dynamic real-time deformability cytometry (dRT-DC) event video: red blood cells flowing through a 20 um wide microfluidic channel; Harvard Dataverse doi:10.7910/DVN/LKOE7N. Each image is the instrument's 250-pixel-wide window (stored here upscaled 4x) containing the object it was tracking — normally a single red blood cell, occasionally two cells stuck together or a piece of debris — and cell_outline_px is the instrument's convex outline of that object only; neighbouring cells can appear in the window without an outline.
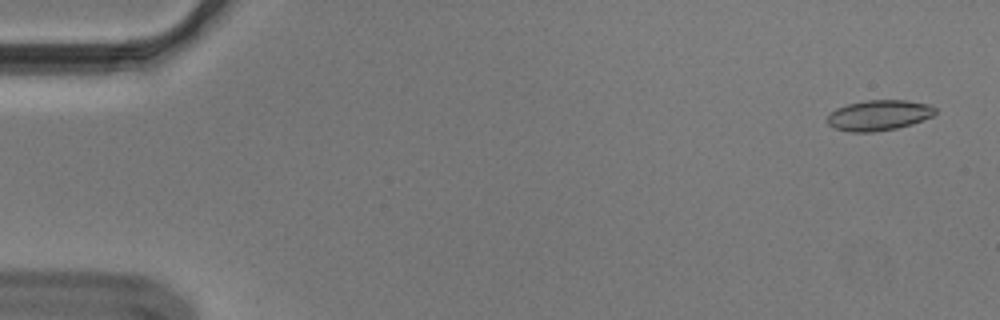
{"species": "Egyptian fruit bat (a non-hibernating species)", "species_latin": "Rousettus aegyptiacus", "temperature_condition": "cold", "stored_images_in_passage": 51, "camera_frame_rate_fps": 3000, "um_per_image_px": 0.085, "animal": {"sex": "male"}, "frame": {"image": 1, "passage_image": 3, "time_ms": 0.667, "image_size_px": [1000, 320], "cell_outline_px": [[936, 112], [932, 116], [912, 124], [896, 128], [872, 132], [848, 132], [832, 128], [828, 124], [828, 116], [836, 108], [848, 104], [868, 100], [908, 100], [928, 104], [936, 108]], "centroid_in_image_um": [74.7, 9.8], "position_along_channel_um": 10.3, "area_um2": 19.13}}
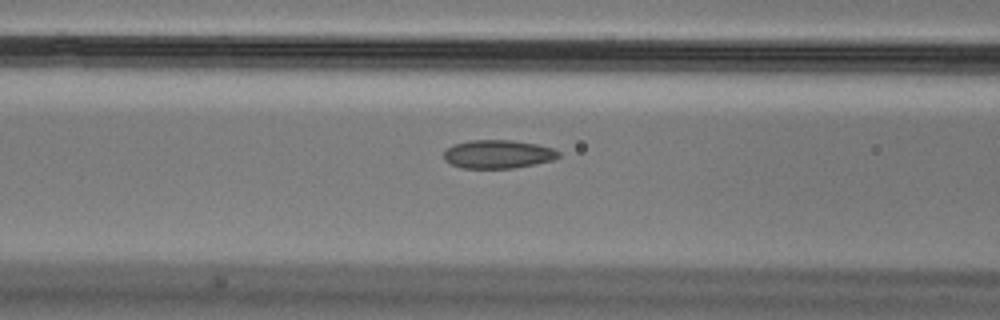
{"frame": {"image": 2, "passage_image": 23, "time_ms": 7.333, "image_size_px": [1000, 320], "cell_outline_px": [[560, 156], [552, 160], [536, 164], [512, 168], [460, 168], [444, 160], [444, 152], [452, 144], [468, 140], [512, 140], [536, 144], [552, 148], [560, 152]], "centroid_in_image_um": [42.31, 13.1], "position_along_channel_um": 124.3, "area_um2": 19.07}}
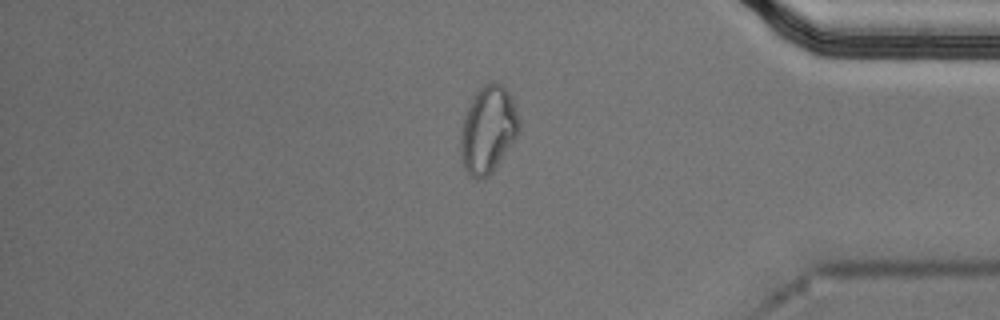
{"frame": {"image": 3, "passage_image": 47, "time_ms": 15.333, "image_size_px": [1000, 320], "cell_outline_px": [[520, 132], [492, 172], [488, 176], [480, 180], [476, 180], [468, 176], [464, 168], [460, 156], [460, 132], [468, 104], [476, 92], [488, 80], [496, 80], [504, 84], [512, 96], [520, 120]], "centroid_in_image_um": [41.49, 10.99], "position_along_channel_um": 393.7, "area_um2": 30.46}, "authors_computed_cell_mechanics": {"area_um2": 19.1896, "velocity_mm_per_s": 3.6492, "shape_relaxation_time_tau1_ms": null, "shape_relaxation_time_tau2_ms": 1.9583, "deformation_change_tau1": null, "deformation_change_tau2": 0.082}}